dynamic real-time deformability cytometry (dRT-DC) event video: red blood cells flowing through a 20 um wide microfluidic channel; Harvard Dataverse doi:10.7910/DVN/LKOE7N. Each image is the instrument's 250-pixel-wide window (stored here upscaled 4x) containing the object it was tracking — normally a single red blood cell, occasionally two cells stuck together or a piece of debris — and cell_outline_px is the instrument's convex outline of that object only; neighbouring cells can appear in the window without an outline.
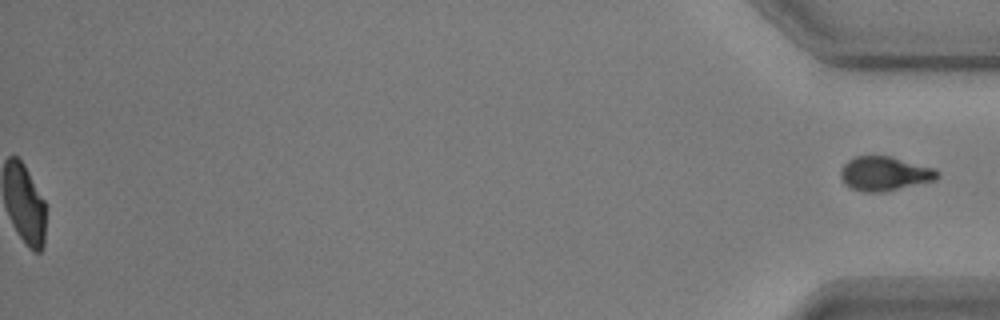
{"species": "common noctule bat (a hibernating species)", "species_latin": "Nyctalus noctula", "temperature_condition": "warm", "stored_images_in_passage": 57, "segment_of_instrument_passage": [2, 2], "camera_frame_rate_fps": 3000, "um_per_image_px": 0.085, "animal": {"sex": "male", "body_mass_g": 17.9, "forearm_length_mm": 54.2}, "frame": {"image": 1, "passage_image": 57, "time_ms": 18.667, "image_size_px": [1000, 320], "cell_outline_px": [[940, 176], [936, 180], [880, 192], [864, 192], [852, 188], [844, 184], [840, 176], [840, 168], [848, 160], [856, 156], [888, 156], [936, 168], [940, 172]], "centroid_in_image_um": [75.19, 14.75], "position_along_channel_um": 360.0, "area_um2": 19.25}}